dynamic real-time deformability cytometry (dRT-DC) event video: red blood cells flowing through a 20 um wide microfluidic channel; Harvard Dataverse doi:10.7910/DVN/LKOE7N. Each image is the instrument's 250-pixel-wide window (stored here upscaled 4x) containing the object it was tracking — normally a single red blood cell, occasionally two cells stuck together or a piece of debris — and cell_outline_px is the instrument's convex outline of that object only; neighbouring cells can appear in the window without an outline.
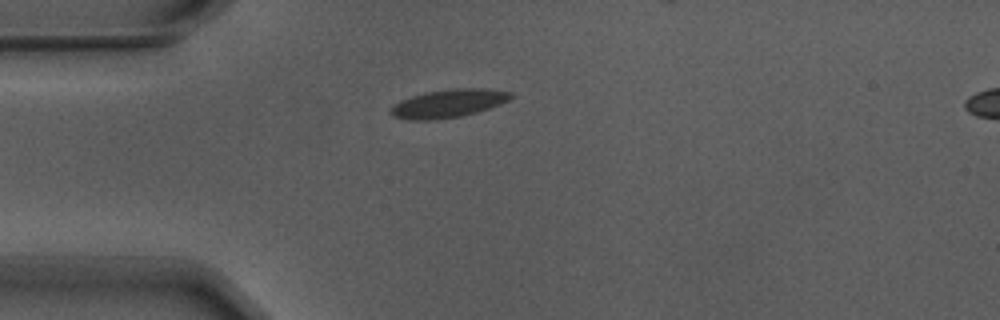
{"species": "Egyptian fruit bat (a non-hibernating species)", "species_latin": "Rousettus aegyptiacus", "temperature_condition": "warm", "stored_images_in_passage": 40, "camera_frame_rate_fps": 3000, "um_per_image_px": 0.085, "animal": {"sex": "male"}, "frame": {"image": 1, "passage_image": 1, "time_ms": 0.0, "image_size_px": [1000, 320], "cell_outline_px": [[516, 96], [500, 104], [476, 112], [460, 116], [428, 120], [408, 120], [392, 116], [388, 112], [400, 100], [424, 92], [452, 88], [484, 88], [512, 92]], "centroid_in_image_um": [38.12, 8.78], "position_along_channel_um": 46.9, "area_um2": 19.71}}
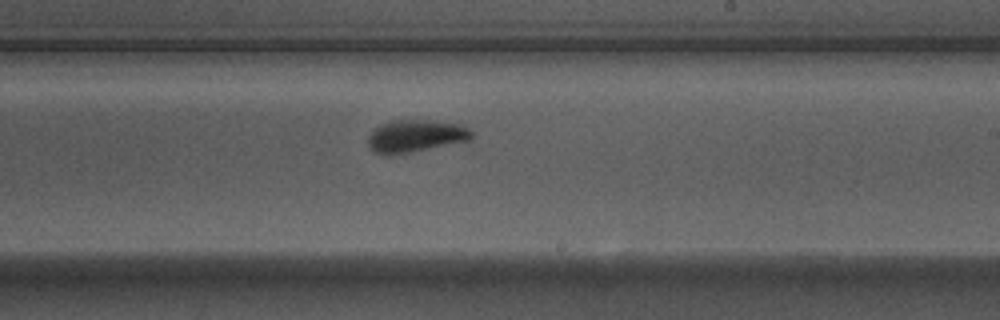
{"frame": {"image": 2, "passage_image": 19, "time_ms": 6.0, "image_size_px": [1000, 320], "cell_outline_px": [[476, 132], [468, 140], [388, 156], [372, 152], [368, 148], [368, 136], [380, 124], [388, 120], [428, 120], [464, 124]], "centroid_in_image_um": [35.31, 11.54], "position_along_channel_um": 253.7, "area_um2": 19.71}}
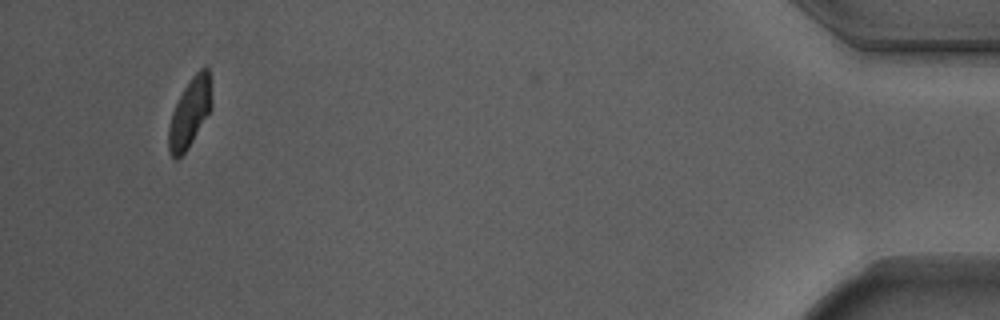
{"frame": {"image": 3, "passage_image": 39, "time_ms": 12.667, "image_size_px": [1000, 320], "cell_outline_px": [[212, 108], [188, 148], [176, 160], [168, 152], [168, 128], [172, 112], [184, 88], [192, 76], [200, 68], [208, 68], [212, 100]], "centroid_in_image_um": [16.13, 9.6], "position_along_channel_um": 419.1, "area_um2": 17.17}, "authors_computed_cell_mechanics": {"area_um2": 19.1318, "velocity_mm_per_s": 3.6913, "shape_relaxation_time_tau1_ms": 2.4358, "shape_relaxation_time_tau2_ms": 1.0539, "deformation_change_tau1": 0.1192, "deformation_change_tau2": 0.0673}}